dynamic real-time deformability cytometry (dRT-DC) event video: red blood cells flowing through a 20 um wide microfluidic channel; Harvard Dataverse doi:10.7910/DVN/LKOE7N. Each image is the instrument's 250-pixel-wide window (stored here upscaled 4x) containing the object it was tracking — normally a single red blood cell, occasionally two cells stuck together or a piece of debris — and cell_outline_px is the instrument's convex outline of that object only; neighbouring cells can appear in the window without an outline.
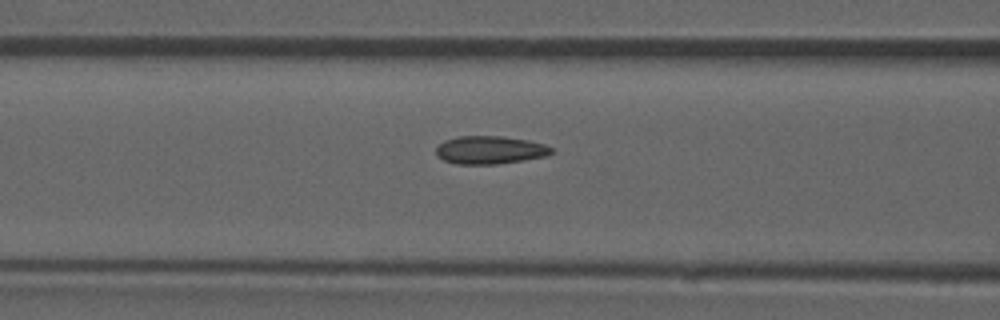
{"species": "common noctule bat (a hibernating species)", "species_latin": "Nyctalus noctula", "temperature_condition": "room temperature", "stored_images_in_passage": 18, "camera_frame_rate_fps": 3000, "um_per_image_px": 0.085, "animal": {"sex": "male", "forearm_length_mm": 52.5}, "frame": {"image": 1, "passage_image": 16, "time_ms": 5.0, "image_size_px": [1000, 320], "cell_outline_px": [[556, 152], [544, 156], [496, 164], [456, 164], [444, 160], [436, 156], [436, 148], [444, 140], [456, 136], [504, 136], [528, 140], [544, 144], [552, 148]], "centroid_in_image_um": [41.62, 12.74], "position_along_channel_um": 125.0, "area_um2": 18.84}}